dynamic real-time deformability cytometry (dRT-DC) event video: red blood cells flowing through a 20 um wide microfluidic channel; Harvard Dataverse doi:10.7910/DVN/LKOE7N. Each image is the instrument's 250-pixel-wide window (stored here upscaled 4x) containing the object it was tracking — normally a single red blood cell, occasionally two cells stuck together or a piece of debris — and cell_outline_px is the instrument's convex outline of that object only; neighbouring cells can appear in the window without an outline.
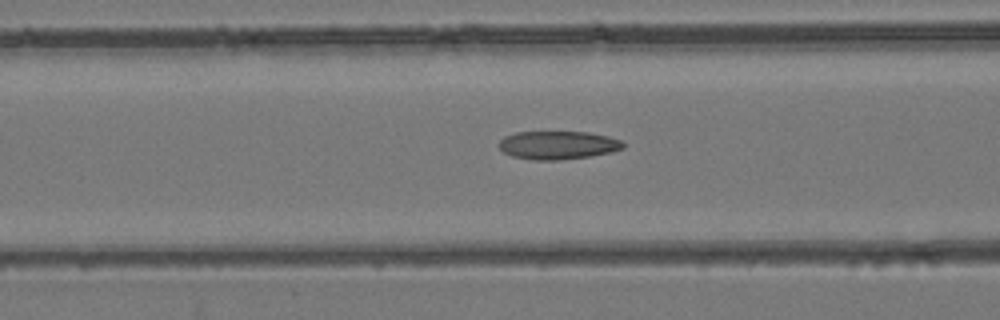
{"species": "common noctule bat (a hibernating species)", "species_latin": "Nyctalus noctula", "temperature_condition": "room temperature", "stored_images_in_passage": 44, "camera_frame_rate_fps": 3000, "um_per_image_px": 0.085, "animal": {"sex": "female", "body_mass_g": 24.6, "forearm_length_mm": 56.2}, "frame": {"image": 1, "passage_image": 15, "time_ms": 4.667, "image_size_px": [1000, 320], "cell_outline_px": [[624, 148], [612, 152], [592, 156], [556, 160], [532, 160], [512, 156], [504, 152], [500, 148], [500, 140], [504, 136], [516, 132], [588, 132], [608, 136], [624, 140]], "centroid_in_image_um": [47.46, 12.33], "position_along_channel_um": 119.1, "area_um2": 20.58}}
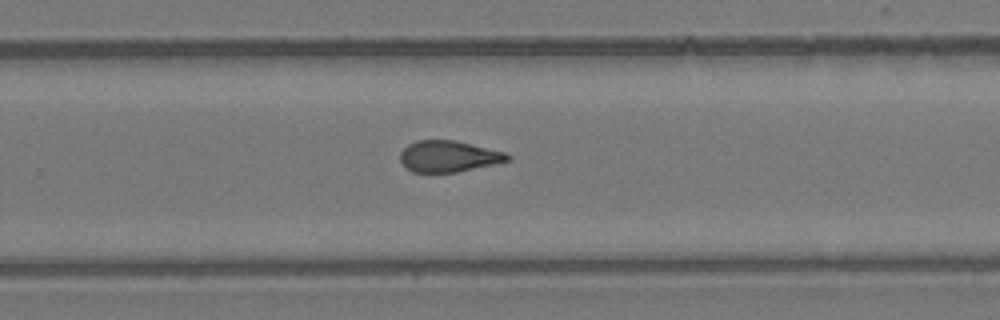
{"frame": {"image": 2, "passage_image": 27, "time_ms": 8.667, "image_size_px": [1000, 320], "cell_outline_px": [[512, 160], [496, 164], [456, 172], [412, 172], [404, 168], [400, 160], [400, 152], [408, 144], [416, 140], [456, 140], [508, 152], [512, 156]], "centroid_in_image_um": [38.17, 13.28], "position_along_channel_um": 291.6, "area_um2": 20.0}}
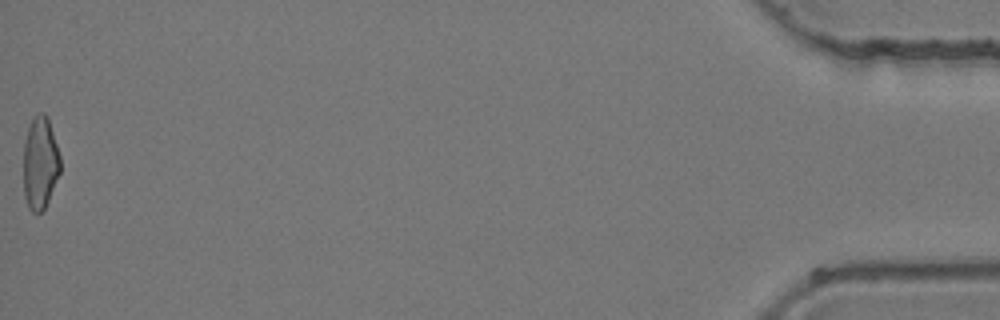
{"frame": {"image": 3, "passage_image": 44, "time_ms": 14.333, "image_size_px": [1000, 320], "cell_outline_px": [[60, 172], [48, 200], [44, 208], [40, 212], [32, 212], [28, 208], [24, 196], [24, 140], [28, 128], [36, 112], [44, 112], [48, 116], [60, 156]], "centroid_in_image_um": [3.41, 13.82], "position_along_channel_um": 431.8, "area_um2": 19.88}}